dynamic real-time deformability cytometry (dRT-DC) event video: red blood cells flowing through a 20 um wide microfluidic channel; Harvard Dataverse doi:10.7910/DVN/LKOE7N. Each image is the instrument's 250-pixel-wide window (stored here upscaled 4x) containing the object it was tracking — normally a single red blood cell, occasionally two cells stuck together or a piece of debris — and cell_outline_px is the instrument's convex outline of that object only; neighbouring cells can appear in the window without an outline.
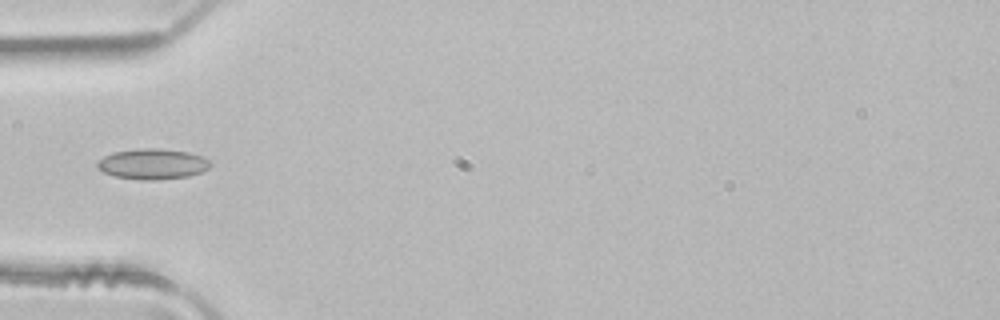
{"species": "common noctule bat (a hibernating species)", "species_latin": "Nyctalus noctula", "temperature_condition": "room temperature", "stored_images_in_passage": 2, "camera_frame_rate_fps": 3000, "um_per_image_px": 0.085, "animal": {"sex": "male", "body_mass_g": 21.5, "forearm_length_mm": 52.0}, "frame": {"image": 1, "passage_image": 2, "time_ms": 0.333, "image_size_px": [1000, 320], "cell_outline_px": [[212, 164], [208, 168], [200, 172], [188, 176], [156, 180], [140, 180], [116, 176], [104, 172], [96, 164], [104, 156], [112, 152], [140, 148], [160, 148], [188, 152], [200, 156], [208, 160]], "centroid_in_image_um": [12.97, 13.93], "position_along_channel_um": 72.0, "area_um2": 19.94}}